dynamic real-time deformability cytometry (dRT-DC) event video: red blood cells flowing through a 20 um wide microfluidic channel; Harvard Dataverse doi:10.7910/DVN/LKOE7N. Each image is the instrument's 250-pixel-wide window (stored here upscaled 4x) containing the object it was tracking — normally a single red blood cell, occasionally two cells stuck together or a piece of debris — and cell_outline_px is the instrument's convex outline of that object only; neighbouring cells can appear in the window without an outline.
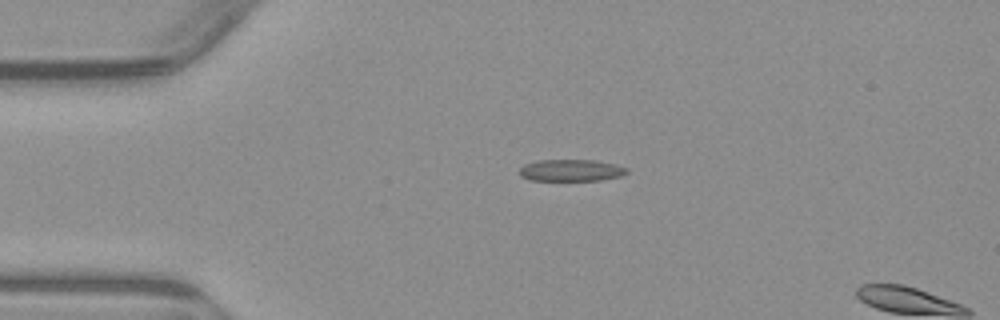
{"species": "common noctule bat (a hibernating species)", "species_latin": "Nyctalus noctula", "temperature_condition": "warm", "stored_images_in_passage": 2, "camera_frame_rate_fps": 3000, "um_per_image_px": 0.085, "animal": {"sex": "male", "body_mass_g": 23.1, "forearm_length_mm": 52.7}, "frame": {"image": 1, "passage_image": 1, "time_ms": 0.0, "image_size_px": [1000, 320], "cell_outline_px": [[628, 172], [620, 176], [600, 180], [532, 180], [520, 176], [520, 168], [524, 164], [536, 160], [596, 160], [616, 164], [628, 168]], "centroid_in_image_um": [48.55, 14.46], "position_along_channel_um": 36.5, "area_um2": 13.64}}